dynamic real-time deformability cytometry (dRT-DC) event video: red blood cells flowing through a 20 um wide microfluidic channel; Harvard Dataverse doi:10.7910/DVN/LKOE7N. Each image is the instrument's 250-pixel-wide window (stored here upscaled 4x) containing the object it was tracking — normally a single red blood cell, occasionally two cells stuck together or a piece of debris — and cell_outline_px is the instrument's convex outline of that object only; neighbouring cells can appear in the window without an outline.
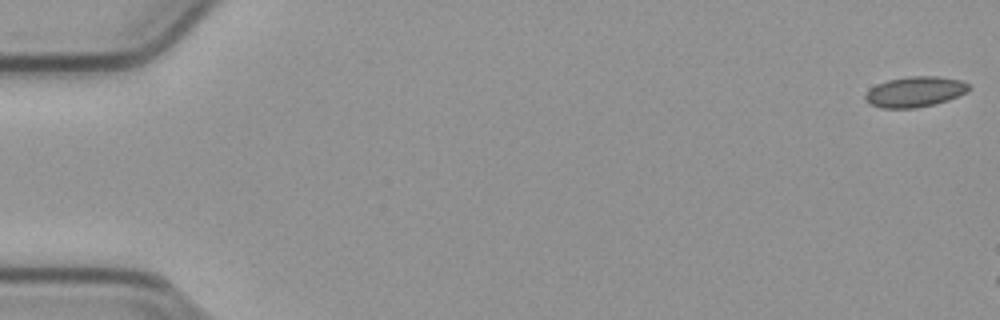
{"species": "common noctule bat (a hibernating species)", "species_latin": "Nyctalus noctula", "temperature_condition": "cold", "stored_images_in_passage": 8, "camera_frame_rate_fps": 3000, "um_per_image_px": 0.085, "animal": {"sex": "male", "body_mass_g": 23.1, "forearm_length_mm": 52.7}, "frame": {"image": 1, "passage_image": 1, "time_ms": 0.0, "image_size_px": [1000, 320], "cell_outline_px": [[972, 88], [968, 92], [948, 100], [936, 104], [916, 108], [880, 108], [864, 100], [864, 96], [876, 84], [888, 80], [912, 76], [936, 76], [960, 80], [968, 84]], "centroid_in_image_um": [77.8, 7.81], "position_along_channel_um": 7.2, "area_um2": 18.38}}